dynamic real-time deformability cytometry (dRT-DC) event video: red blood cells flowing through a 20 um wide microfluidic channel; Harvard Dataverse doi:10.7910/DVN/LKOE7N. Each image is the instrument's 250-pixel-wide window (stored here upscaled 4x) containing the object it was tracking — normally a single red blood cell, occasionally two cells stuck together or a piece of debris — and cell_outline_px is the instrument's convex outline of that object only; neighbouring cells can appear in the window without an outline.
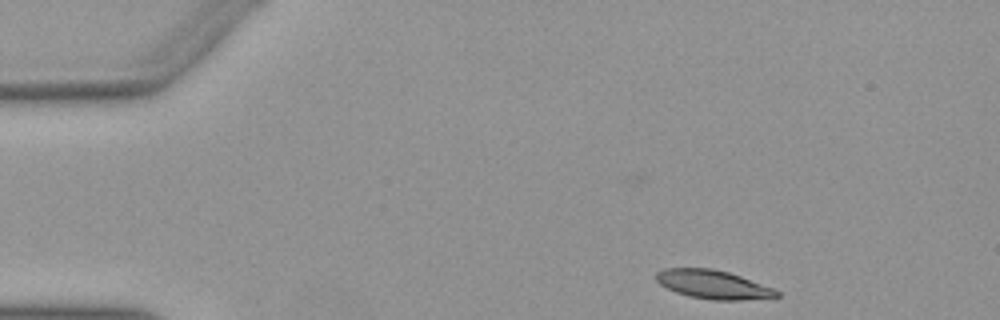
{"species": "Egyptian fruit bat (a non-hibernating species)", "species_latin": "Rousettus aegyptiacus", "temperature_condition": "warm", "stored_images_in_passage": 11, "camera_frame_rate_fps": 3000, "um_per_image_px": 0.085, "animal": {"sex": "female"}, "frame": {"image": 1, "passage_image": 1, "time_ms": 0.0, "image_size_px": [1000, 320], "cell_outline_px": [[780, 296], [740, 300], [712, 300], [688, 296], [676, 292], [660, 284], [656, 280], [656, 272], [664, 268], [712, 268], [728, 272], [740, 276], [772, 288], [780, 292]], "centroid_in_image_um": [60.57, 24.18], "position_along_channel_um": 24.4, "area_um2": 19.94}}
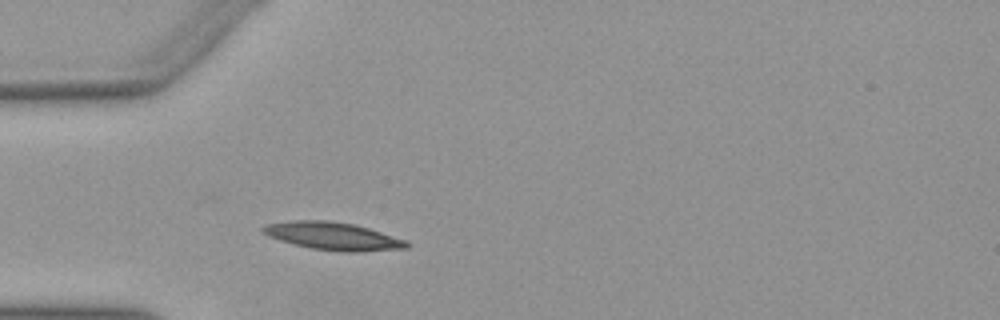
{"frame": {"image": 2, "passage_image": 9, "time_ms": 2.667, "image_size_px": [1000, 320], "cell_outline_px": [[412, 244], [408, 248], [360, 252], [344, 252], [312, 248], [292, 244], [268, 236], [260, 228], [268, 224], [296, 220], [328, 220], [356, 224], [408, 240]], "centroid_in_image_um": [28.38, 20.07], "position_along_channel_um": 56.6, "area_um2": 23.41}}